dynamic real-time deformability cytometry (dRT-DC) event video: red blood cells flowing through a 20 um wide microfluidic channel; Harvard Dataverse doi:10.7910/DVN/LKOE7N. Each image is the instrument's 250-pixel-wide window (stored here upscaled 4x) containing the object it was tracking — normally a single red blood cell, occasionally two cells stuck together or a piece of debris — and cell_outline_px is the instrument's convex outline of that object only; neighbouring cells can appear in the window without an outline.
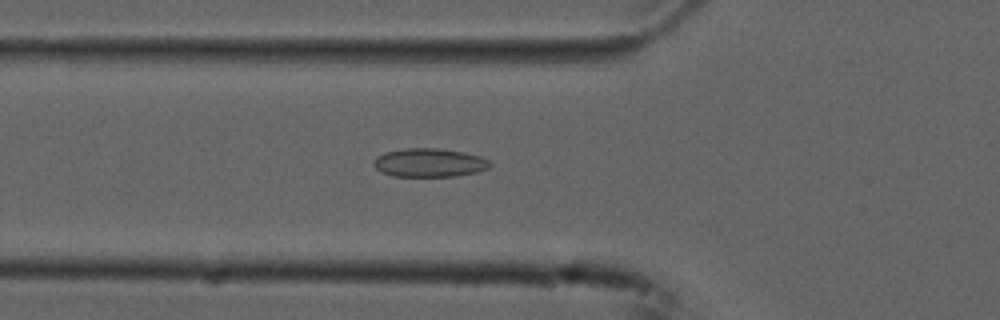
{"species": "common noctule bat (a hibernating species)", "species_latin": "Nyctalus noctula", "temperature_condition": "cold", "stored_images_in_passage": 23, "camera_frame_rate_fps": 3000, "um_per_image_px": 0.085, "animal": {"sex": "male", "forearm_length_mm": 52.5}, "frame": {"image": 1, "passage_image": 19, "time_ms": 6.0, "image_size_px": [1000, 320], "cell_outline_px": [[492, 164], [488, 168], [476, 172], [456, 176], [392, 176], [380, 172], [372, 164], [376, 156], [384, 152], [404, 148], [436, 148], [464, 152], [480, 156], [488, 160]], "centroid_in_image_um": [36.46, 13.82], "position_along_channel_um": 89.3, "area_um2": 19.48}}
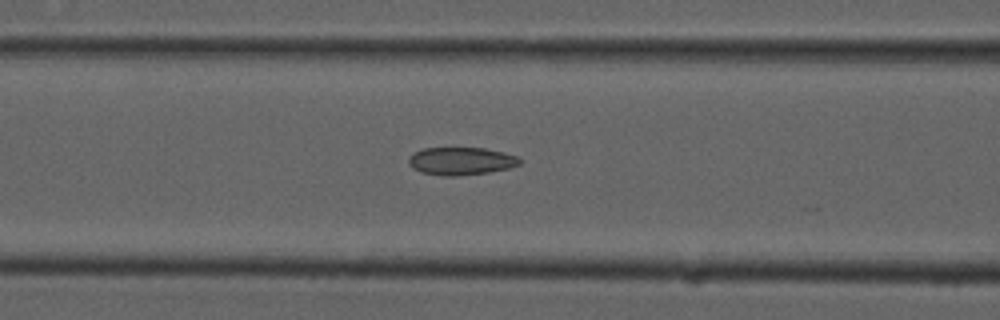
{"frame": {"image": 2, "passage_image": 22, "time_ms": 7.0, "image_size_px": [1000, 320], "cell_outline_px": [[520, 164], [508, 168], [488, 172], [452, 176], [444, 176], [420, 172], [412, 168], [408, 164], [408, 160], [412, 152], [424, 148], [484, 148], [504, 152], [516, 156], [520, 160]], "centroid_in_image_um": [39.14, 13.68], "position_along_channel_um": 127.5, "area_um2": 17.92}}